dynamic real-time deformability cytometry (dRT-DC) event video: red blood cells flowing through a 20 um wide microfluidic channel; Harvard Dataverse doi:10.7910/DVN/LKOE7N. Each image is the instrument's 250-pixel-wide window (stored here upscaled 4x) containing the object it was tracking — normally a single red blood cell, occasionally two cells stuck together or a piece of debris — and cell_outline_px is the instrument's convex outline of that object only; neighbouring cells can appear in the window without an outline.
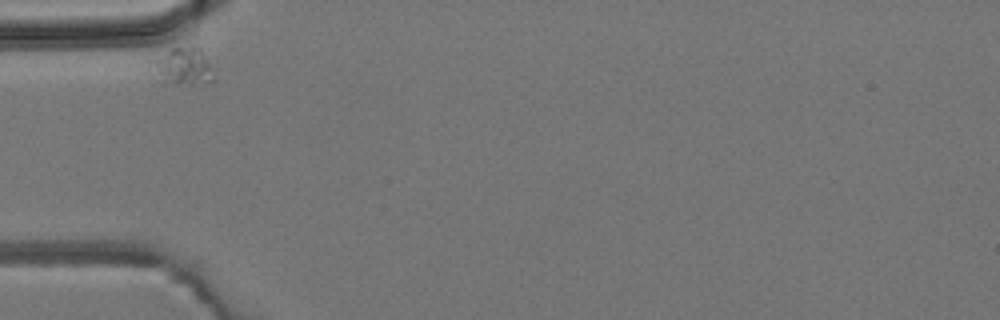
{"species": "common noctule bat (a hibernating species)", "species_latin": "Nyctalus noctula", "temperature_condition": "room temperature", "stored_images_in_passage": 3, "camera_frame_rate_fps": 3000, "um_per_image_px": 0.085, "animal": {"sex": "male", "body_mass_g": 19.2, "forearm_length_mm": 51.8}, "frame": {"image": 1, "passage_image": 1, "time_ms": 0.0, "image_size_px": [1000, 320], "cell_outline_px": [[216, 68], [212, 80], [192, 84], [164, 84], [148, 68], [148, 64], [172, 48], [200, 48]], "centroid_in_image_um": [15.55, 5.68], "position_along_channel_um": 69.4, "area_um2": 13.64}}